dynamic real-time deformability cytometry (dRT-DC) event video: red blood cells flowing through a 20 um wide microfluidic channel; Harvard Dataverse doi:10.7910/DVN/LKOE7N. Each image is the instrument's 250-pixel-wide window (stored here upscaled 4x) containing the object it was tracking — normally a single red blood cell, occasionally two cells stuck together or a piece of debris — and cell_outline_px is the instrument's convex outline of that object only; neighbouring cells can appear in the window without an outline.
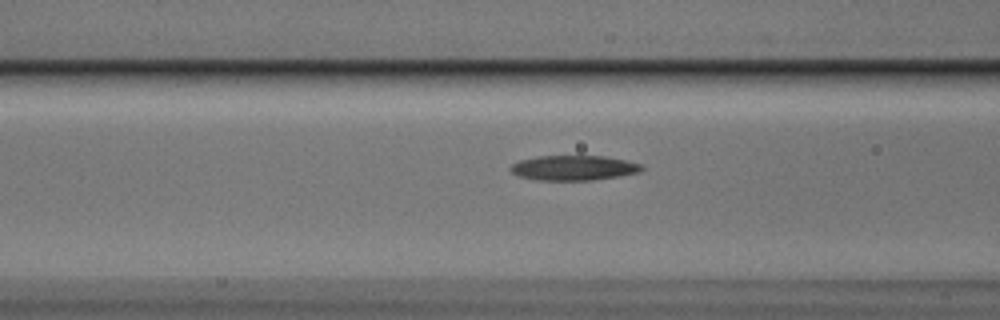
{"species": "Egyptian fruit bat (a non-hibernating species)", "species_latin": "Rousettus aegyptiacus", "temperature_condition": "cold", "stored_images_in_passage": 37, "camera_frame_rate_fps": 3000, "um_per_image_px": 0.085, "animal": {"sex": "male"}, "frame": {"image": 1, "passage_image": 14, "time_ms": 4.333, "image_size_px": [1000, 320], "cell_outline_px": [[644, 168], [640, 172], [592, 180], [536, 180], [520, 176], [512, 172], [508, 168], [512, 164], [520, 160], [540, 156], [604, 156], [624, 160], [640, 164]], "centroid_in_image_um": [48.73, 14.27], "position_along_channel_um": 117.9, "area_um2": 18.84}}
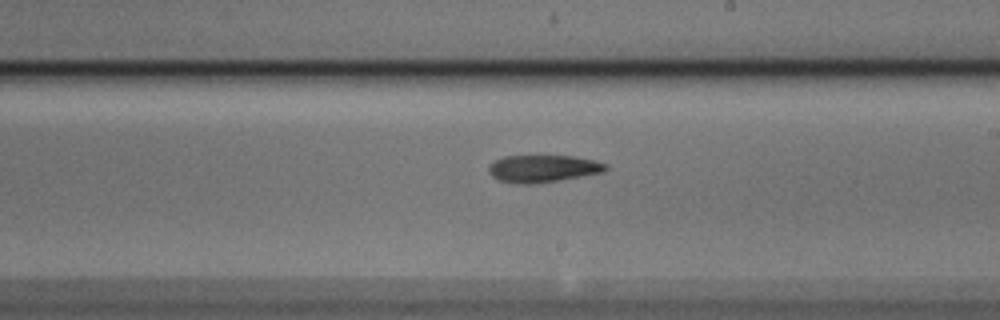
{"frame": {"image": 2, "passage_image": 24, "time_ms": 7.667, "image_size_px": [1000, 320], "cell_outline_px": [[608, 168], [604, 172], [560, 180], [532, 184], [516, 184], [496, 180], [488, 172], [488, 164], [504, 156], [572, 156], [592, 160], [608, 164]], "centroid_in_image_um": [46.11, 14.34], "position_along_channel_um": 242.9, "area_um2": 18.73}}
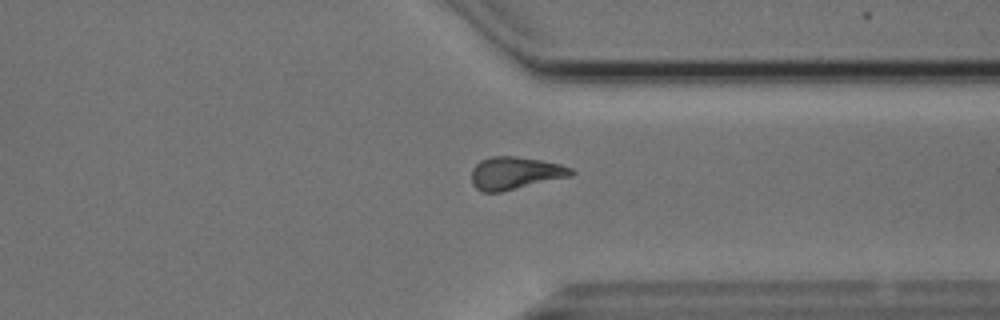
{"frame": {"image": 3, "passage_image": 34, "time_ms": 11.0, "image_size_px": [1000, 320], "cell_outline_px": [[576, 172], [572, 176], [500, 192], [480, 192], [472, 184], [472, 168], [480, 160], [492, 156], [516, 156], [540, 160], [560, 164], [572, 168]], "centroid_in_image_um": [43.79, 14.71], "position_along_channel_um": 367.6, "area_um2": 19.02}}